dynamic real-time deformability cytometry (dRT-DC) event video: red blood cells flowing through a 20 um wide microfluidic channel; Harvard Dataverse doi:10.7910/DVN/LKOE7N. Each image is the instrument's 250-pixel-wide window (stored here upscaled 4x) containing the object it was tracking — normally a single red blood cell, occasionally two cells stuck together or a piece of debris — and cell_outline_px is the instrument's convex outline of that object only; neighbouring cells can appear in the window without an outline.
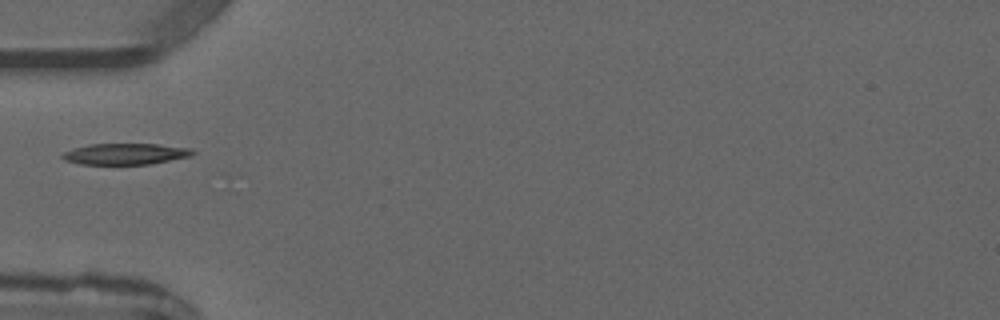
{"species": "common noctule bat (a hibernating species)", "species_latin": "Nyctalus noctula", "temperature_condition": "warm", "stored_images_in_passage": 3, "camera_frame_rate_fps": 3000, "um_per_image_px": 0.085, "animal": {"sex": "male", "forearm_length_mm": 52.5}, "frame": {"image": 1, "passage_image": 3, "time_ms": 2.333, "image_size_px": [1000, 320], "cell_outline_px": [[196, 152], [192, 156], [152, 164], [80, 164], [64, 160], [60, 156], [64, 152], [72, 148], [88, 144], [156, 144], [188, 148]], "centroid_in_image_um": [10.64, 13.09], "position_along_channel_um": 74.4, "area_um2": 16.13}}